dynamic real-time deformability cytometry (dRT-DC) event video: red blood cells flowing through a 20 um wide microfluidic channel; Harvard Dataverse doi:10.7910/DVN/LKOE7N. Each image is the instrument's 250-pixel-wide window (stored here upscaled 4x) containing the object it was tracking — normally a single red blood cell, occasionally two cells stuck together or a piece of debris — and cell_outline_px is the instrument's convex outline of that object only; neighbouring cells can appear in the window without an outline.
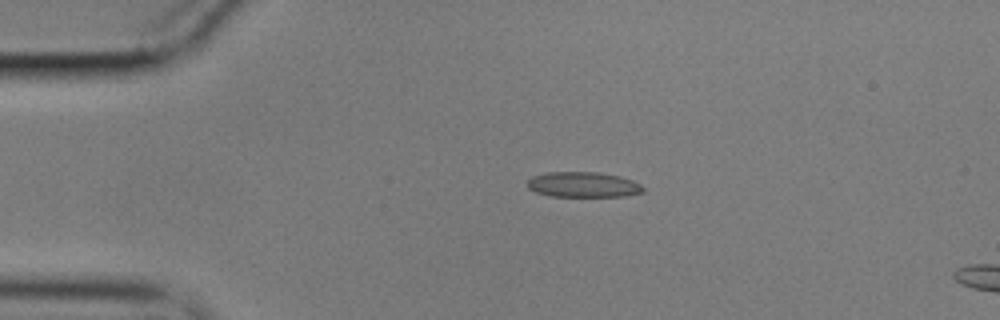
{"species": "common noctule bat (a hibernating species)", "species_latin": "Nyctalus noctula", "temperature_condition": "cold", "stored_images_in_passage": 17, "camera_frame_rate_fps": 3000, "um_per_image_px": 0.085, "animal": {"sex": "male", "body_mass_g": 17.9}, "frame": {"image": 1, "passage_image": 12, "time_ms": 3.667, "image_size_px": [1000, 320], "cell_outline_px": [[644, 192], [624, 196], [552, 196], [536, 192], [528, 188], [528, 180], [532, 176], [548, 172], [600, 172], [620, 176], [632, 180], [640, 184], [644, 188]], "centroid_in_image_um": [49.58, 15.69], "position_along_channel_um": 35.4, "area_um2": 17.05}}